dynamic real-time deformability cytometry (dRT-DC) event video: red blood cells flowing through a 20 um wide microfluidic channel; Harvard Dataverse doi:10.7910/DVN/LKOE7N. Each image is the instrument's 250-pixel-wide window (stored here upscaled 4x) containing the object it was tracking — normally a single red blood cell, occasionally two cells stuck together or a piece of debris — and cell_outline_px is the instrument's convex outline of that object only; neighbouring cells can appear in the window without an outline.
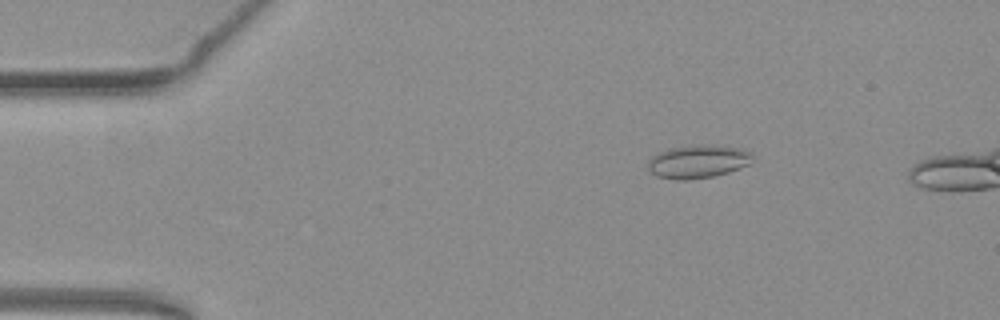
{"species": "common noctule bat (a hibernating species)", "species_latin": "Nyctalus noctula", "temperature_condition": "warm", "stored_images_in_passage": 50, "camera_frame_rate_fps": 3000, "um_per_image_px": 0.085, "animal": {"sex": "female", "body_mass_g": 19.3, "forearm_length_mm": 54.1}, "frame": {"image": 1, "passage_image": 9, "time_ms": 2.667, "image_size_px": [1000, 320], "cell_outline_px": [[752, 156], [748, 164], [728, 172], [716, 176], [688, 180], [676, 180], [656, 176], [648, 172], [648, 160], [656, 152], [668, 148], [688, 144], [704, 144], [740, 148], [752, 152]], "centroid_in_image_um": [59.25, 13.72], "position_along_channel_um": 25.8, "area_um2": 20.63}}
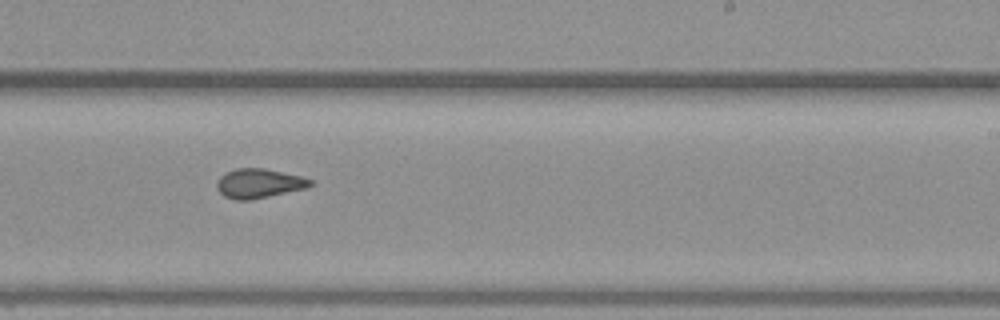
{"frame": {"image": 2, "passage_image": 33, "time_ms": 10.667, "image_size_px": [1000, 320], "cell_outline_px": [[312, 184], [304, 188], [252, 200], [236, 200], [224, 196], [216, 188], [216, 184], [220, 176], [236, 168], [264, 168], [300, 176], [312, 180]], "centroid_in_image_um": [21.97, 15.59], "position_along_channel_um": 267.0, "area_um2": 15.78}}
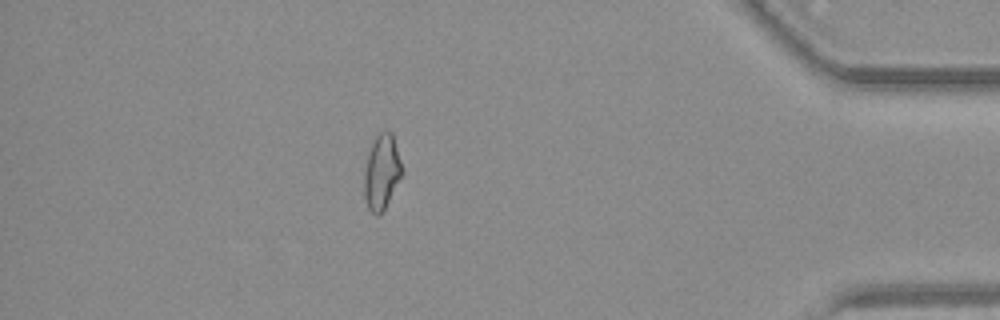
{"frame": {"image": 3, "passage_image": 47, "time_ms": 15.333, "image_size_px": [1000, 320], "cell_outline_px": [[404, 172], [384, 208], [376, 216], [368, 208], [364, 196], [364, 168], [368, 152], [372, 140], [384, 128], [392, 132], [404, 168]], "centroid_in_image_um": [32.45, 14.54], "position_along_channel_um": 402.7, "area_um2": 16.82}}